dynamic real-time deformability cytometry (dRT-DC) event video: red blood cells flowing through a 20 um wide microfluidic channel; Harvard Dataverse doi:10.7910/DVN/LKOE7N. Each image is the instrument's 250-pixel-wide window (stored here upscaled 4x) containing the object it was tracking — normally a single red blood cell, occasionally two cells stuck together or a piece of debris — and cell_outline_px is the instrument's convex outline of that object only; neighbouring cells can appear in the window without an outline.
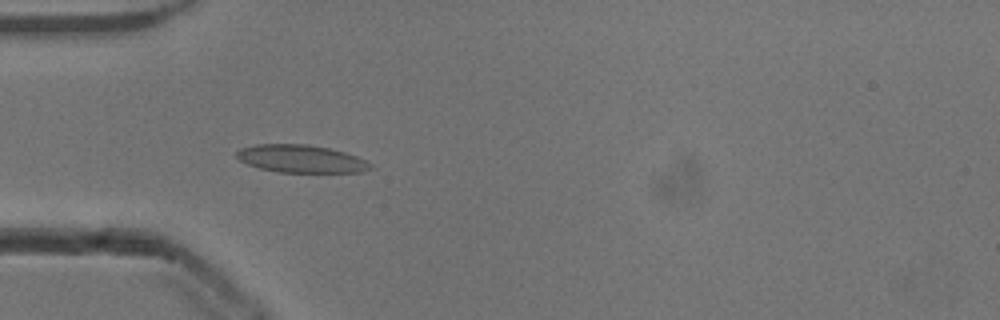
{"species": "common noctule bat (a hibernating species)", "species_latin": "Nyctalus noctula", "temperature_condition": "cold", "stored_images_in_passage": 44, "camera_frame_rate_fps": 3000, "um_per_image_px": 0.085, "animal": {"sex": "male", "body_mass_g": 13.3}, "frame": {"image": 1, "passage_image": 15, "time_ms": 4.667, "image_size_px": [1000, 320], "cell_outline_px": [[372, 168], [364, 172], [280, 172], [260, 168], [248, 164], [240, 160], [236, 156], [236, 152], [240, 148], [256, 144], [308, 144], [328, 148], [344, 152], [356, 156], [372, 164]], "centroid_in_image_um": [25.59, 13.49], "position_along_channel_um": 59.4, "area_um2": 21.5}}
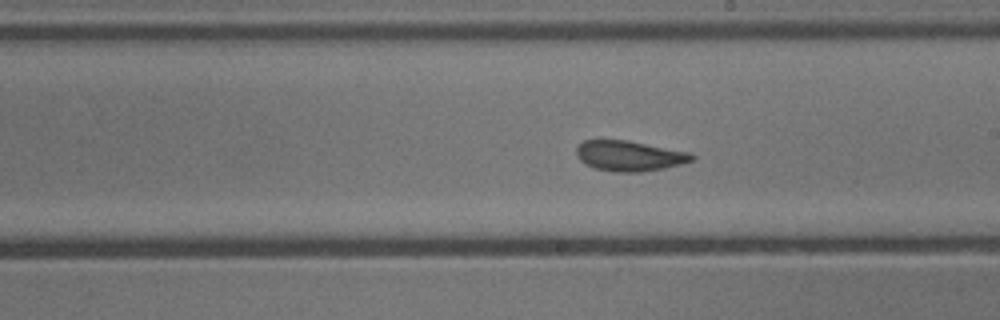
{"frame": {"image": 2, "passage_image": 29, "time_ms": 9.333, "image_size_px": [1000, 320], "cell_outline_px": [[696, 156], [692, 160], [680, 164], [664, 168], [640, 172], [612, 172], [596, 168], [580, 160], [576, 156], [576, 148], [584, 140], [628, 140], [692, 152]], "centroid_in_image_um": [53.52, 13.24], "position_along_channel_um": 235.5, "area_um2": 20.46}}
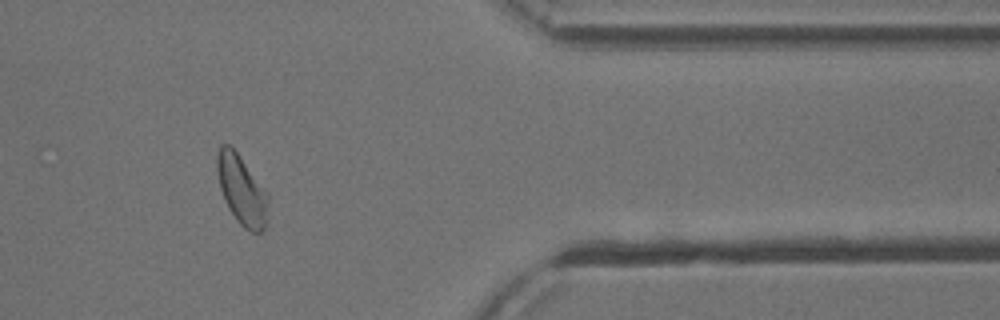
{"frame": {"image": 3, "passage_image": 43, "time_ms": 14.0, "image_size_px": [1000, 320], "cell_outline_px": [[268, 220], [264, 228], [260, 232], [252, 232], [244, 228], [236, 220], [228, 208], [224, 200], [220, 188], [216, 168], [216, 156], [220, 144], [228, 144], [236, 152], [268, 192]], "centroid_in_image_um": [20.55, 16.17], "position_along_channel_um": 390.9, "area_um2": 20.81}, "authors_computed_cell_mechanics": {"area_um2": 20.808, "velocity_mm_per_s": 3.8289, "shape_relaxation_time_tau1_ms": 4.4604, "shape_relaxation_time_tau2_ms": 0.9117, "deformation_change_tau1": 0.1041, "deformation_change_tau2": 0.0485}}